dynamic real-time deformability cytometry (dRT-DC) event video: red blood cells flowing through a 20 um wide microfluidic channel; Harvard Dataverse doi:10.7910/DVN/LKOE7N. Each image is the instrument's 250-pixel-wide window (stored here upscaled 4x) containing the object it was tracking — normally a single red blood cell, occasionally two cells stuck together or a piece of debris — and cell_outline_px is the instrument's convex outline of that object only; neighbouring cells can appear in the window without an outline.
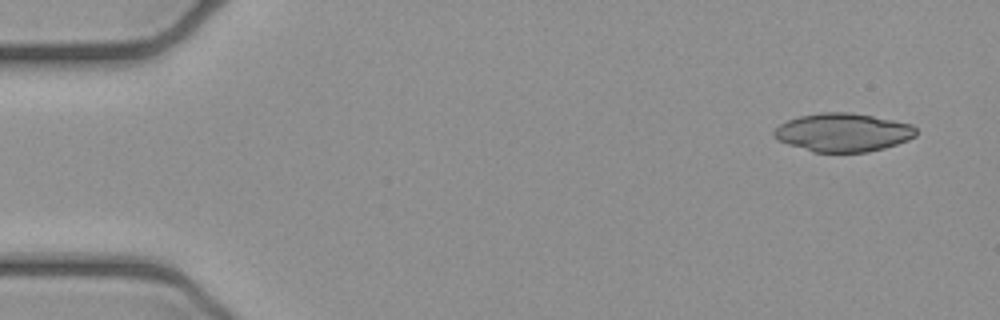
{"species": "common noctule bat (a hibernating species)", "species_latin": "Nyctalus noctula", "temperature_condition": "cold", "stored_images_in_passage": 4, "camera_frame_rate_fps": 3000, "um_per_image_px": 0.085, "animal": {"sex": "female", "body_mass_g": 21.9}, "frame": {"image": 1, "passage_image": 1, "time_ms": 0.0, "image_size_px": [1000, 320], "cell_outline_px": [[916, 136], [908, 140], [884, 148], [868, 152], [812, 152], [788, 144], [772, 136], [772, 132], [780, 124], [788, 120], [800, 116], [820, 112], [852, 112], [912, 124], [916, 128]], "centroid_in_image_um": [71.65, 11.25], "position_along_channel_um": 13.3, "area_um2": 31.79}}